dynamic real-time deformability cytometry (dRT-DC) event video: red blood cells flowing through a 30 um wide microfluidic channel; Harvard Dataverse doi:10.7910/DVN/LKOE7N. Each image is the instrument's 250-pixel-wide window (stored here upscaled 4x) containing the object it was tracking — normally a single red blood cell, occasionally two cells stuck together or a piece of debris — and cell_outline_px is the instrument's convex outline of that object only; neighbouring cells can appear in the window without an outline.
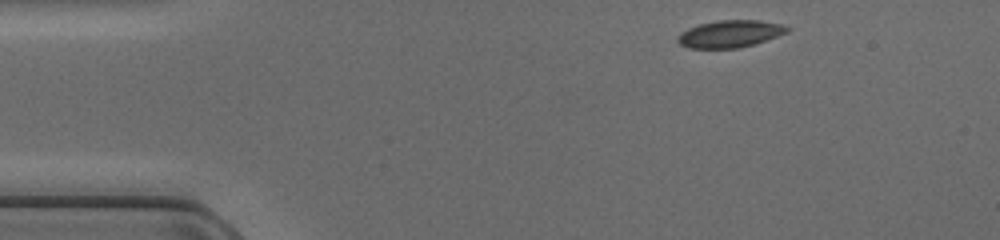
{"species": "common noctule bat (a hibernating species)", "species_latin": "Nyctalus noctula", "temperature_condition": "cold", "stored_images_in_passage": 42, "camera_frame_rate_fps": 3000, "um_per_image_px": 0.085, "animal": {"sex": "female", "body_mass_g": 17.0, "forearm_length_mm": 48.0}, "frame": {"image": 1, "passage_image": 1, "time_ms": 0.0, "image_size_px": [1000, 240], "cell_outline_px": [[792, 28], [788, 32], [756, 44], [740, 48], [688, 48], [680, 44], [676, 40], [676, 36], [680, 32], [688, 28], [700, 24], [716, 20], [760, 20], [780, 24]], "centroid_in_image_um": [62.04, 2.88], "position_along_channel_um": 23.0, "area_um2": 17.57}}
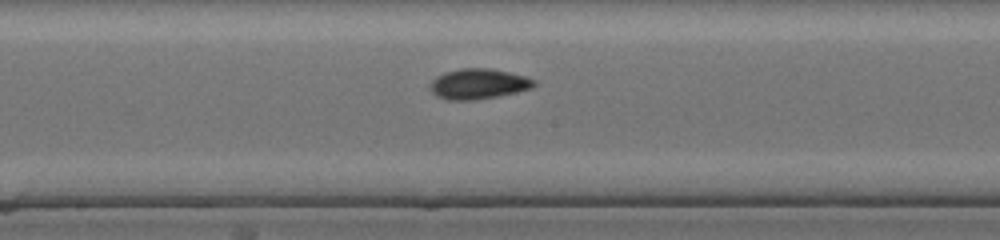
{"frame": {"image": 2, "passage_image": 19, "time_ms": 6.0, "image_size_px": [1000, 240], "cell_outline_px": [[536, 84], [532, 88], [516, 92], [496, 96], [472, 100], [448, 100], [436, 96], [432, 92], [432, 80], [436, 76], [444, 72], [460, 68], [492, 68], [524, 76], [536, 80]], "centroid_in_image_um": [40.67, 7.12], "position_along_channel_um": 207.5, "area_um2": 18.26}}
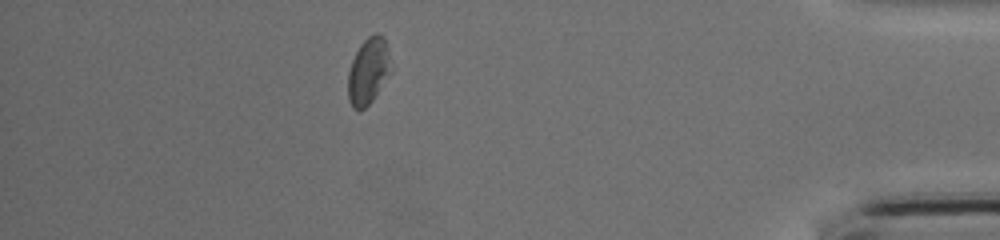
{"frame": {"image": 3, "passage_image": 36, "time_ms": 11.667, "image_size_px": [1000, 240], "cell_outline_px": [[392, 72], [372, 100], [364, 108], [352, 108], [348, 100], [348, 72], [352, 60], [360, 44], [368, 36], [376, 32], [384, 36], [392, 68]], "centroid_in_image_um": [31.32, 6.02], "position_along_channel_um": 403.9, "area_um2": 16.65}}